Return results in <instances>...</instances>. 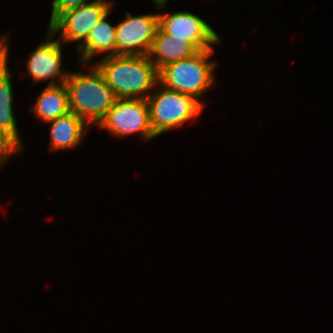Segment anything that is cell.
<instances>
[{"instance_id":"2","label":"cell","mask_w":333,"mask_h":333,"mask_svg":"<svg viewBox=\"0 0 333 333\" xmlns=\"http://www.w3.org/2000/svg\"><path fill=\"white\" fill-rule=\"evenodd\" d=\"M83 71H71L65 80L70 111L81 117L91 128L98 126L117 97L106 84L94 64H79ZM85 71V72H84Z\"/></svg>"},{"instance_id":"9","label":"cell","mask_w":333,"mask_h":333,"mask_svg":"<svg viewBox=\"0 0 333 333\" xmlns=\"http://www.w3.org/2000/svg\"><path fill=\"white\" fill-rule=\"evenodd\" d=\"M157 12L132 15L116 24L117 55H148L158 28V0L151 1Z\"/></svg>"},{"instance_id":"11","label":"cell","mask_w":333,"mask_h":333,"mask_svg":"<svg viewBox=\"0 0 333 333\" xmlns=\"http://www.w3.org/2000/svg\"><path fill=\"white\" fill-rule=\"evenodd\" d=\"M49 125V153L74 149L85 140L86 132L91 127L73 112L46 123ZM89 128V129H88Z\"/></svg>"},{"instance_id":"6","label":"cell","mask_w":333,"mask_h":333,"mask_svg":"<svg viewBox=\"0 0 333 333\" xmlns=\"http://www.w3.org/2000/svg\"><path fill=\"white\" fill-rule=\"evenodd\" d=\"M168 1L158 0V25L165 33L184 39L198 51L213 49L222 43L221 35L199 15L185 10L165 13Z\"/></svg>"},{"instance_id":"5","label":"cell","mask_w":333,"mask_h":333,"mask_svg":"<svg viewBox=\"0 0 333 333\" xmlns=\"http://www.w3.org/2000/svg\"><path fill=\"white\" fill-rule=\"evenodd\" d=\"M118 139L136 135L148 142L157 136L150 125L149 106L146 99L117 98L105 118L97 126Z\"/></svg>"},{"instance_id":"10","label":"cell","mask_w":333,"mask_h":333,"mask_svg":"<svg viewBox=\"0 0 333 333\" xmlns=\"http://www.w3.org/2000/svg\"><path fill=\"white\" fill-rule=\"evenodd\" d=\"M12 75L9 65L0 71V146L14 157L22 154L26 146L14 111Z\"/></svg>"},{"instance_id":"1","label":"cell","mask_w":333,"mask_h":333,"mask_svg":"<svg viewBox=\"0 0 333 333\" xmlns=\"http://www.w3.org/2000/svg\"><path fill=\"white\" fill-rule=\"evenodd\" d=\"M95 61L117 98L147 99L159 83L158 69L147 55H115Z\"/></svg>"},{"instance_id":"14","label":"cell","mask_w":333,"mask_h":333,"mask_svg":"<svg viewBox=\"0 0 333 333\" xmlns=\"http://www.w3.org/2000/svg\"><path fill=\"white\" fill-rule=\"evenodd\" d=\"M197 52L198 50L191 43L174 38L158 26L147 56L159 70L166 64L191 57Z\"/></svg>"},{"instance_id":"13","label":"cell","mask_w":333,"mask_h":333,"mask_svg":"<svg viewBox=\"0 0 333 333\" xmlns=\"http://www.w3.org/2000/svg\"><path fill=\"white\" fill-rule=\"evenodd\" d=\"M31 104L30 113L41 123L46 124L68 114L70 107L66 84L45 86Z\"/></svg>"},{"instance_id":"17","label":"cell","mask_w":333,"mask_h":333,"mask_svg":"<svg viewBox=\"0 0 333 333\" xmlns=\"http://www.w3.org/2000/svg\"><path fill=\"white\" fill-rule=\"evenodd\" d=\"M12 156L0 146V170L3 168L4 165L8 163V160L11 159Z\"/></svg>"},{"instance_id":"16","label":"cell","mask_w":333,"mask_h":333,"mask_svg":"<svg viewBox=\"0 0 333 333\" xmlns=\"http://www.w3.org/2000/svg\"><path fill=\"white\" fill-rule=\"evenodd\" d=\"M9 36L10 33L8 32L5 35L0 36V71L4 70L12 59L10 56V45H9Z\"/></svg>"},{"instance_id":"15","label":"cell","mask_w":333,"mask_h":333,"mask_svg":"<svg viewBox=\"0 0 333 333\" xmlns=\"http://www.w3.org/2000/svg\"><path fill=\"white\" fill-rule=\"evenodd\" d=\"M92 0H52L51 16L48 27L63 13L71 9L78 8Z\"/></svg>"},{"instance_id":"3","label":"cell","mask_w":333,"mask_h":333,"mask_svg":"<svg viewBox=\"0 0 333 333\" xmlns=\"http://www.w3.org/2000/svg\"><path fill=\"white\" fill-rule=\"evenodd\" d=\"M214 49L198 51L191 57L166 64L158 70L159 84L192 96L206 107L202 98L216 82L218 61L211 59Z\"/></svg>"},{"instance_id":"8","label":"cell","mask_w":333,"mask_h":333,"mask_svg":"<svg viewBox=\"0 0 333 333\" xmlns=\"http://www.w3.org/2000/svg\"><path fill=\"white\" fill-rule=\"evenodd\" d=\"M31 51L26 59V75L33 84L44 81L46 86L65 83L69 70L63 68V43L47 28L45 39ZM67 69V70H66Z\"/></svg>"},{"instance_id":"4","label":"cell","mask_w":333,"mask_h":333,"mask_svg":"<svg viewBox=\"0 0 333 333\" xmlns=\"http://www.w3.org/2000/svg\"><path fill=\"white\" fill-rule=\"evenodd\" d=\"M146 100L150 125L157 137L195 120L206 109L194 97L165 88L159 83Z\"/></svg>"},{"instance_id":"12","label":"cell","mask_w":333,"mask_h":333,"mask_svg":"<svg viewBox=\"0 0 333 333\" xmlns=\"http://www.w3.org/2000/svg\"><path fill=\"white\" fill-rule=\"evenodd\" d=\"M113 8L94 26L87 39L77 48L78 64H93L94 57L102 54V58L117 55L116 24L108 22ZM105 54V55H104Z\"/></svg>"},{"instance_id":"7","label":"cell","mask_w":333,"mask_h":333,"mask_svg":"<svg viewBox=\"0 0 333 333\" xmlns=\"http://www.w3.org/2000/svg\"><path fill=\"white\" fill-rule=\"evenodd\" d=\"M112 0H92L63 12L47 27L64 45L76 43V49L87 39L91 29L112 9Z\"/></svg>"}]
</instances>
